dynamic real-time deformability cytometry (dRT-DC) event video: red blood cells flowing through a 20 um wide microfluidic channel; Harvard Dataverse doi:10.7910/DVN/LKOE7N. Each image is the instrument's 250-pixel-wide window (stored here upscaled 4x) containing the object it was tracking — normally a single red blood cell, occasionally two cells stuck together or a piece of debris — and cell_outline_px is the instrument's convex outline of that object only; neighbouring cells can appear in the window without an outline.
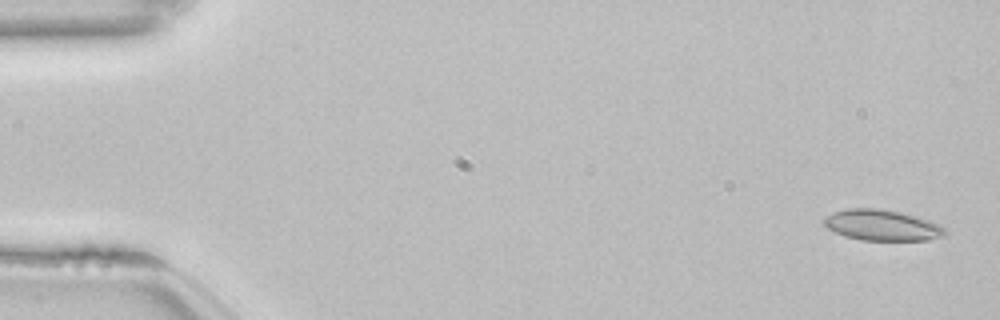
{"species": "common noctule bat (a hibernating species)", "species_latin": "Nyctalus noctula", "temperature_condition": "room temperature", "stored_images_in_passage": 54, "camera_frame_rate_fps": 3000, "um_per_image_px": 0.085, "animal": {"sex": "female", "body_mass_g": 22.7, "forearm_length_mm": 54.2}, "frame": {"image": 1, "passage_image": 2, "time_ms": 0.333, "image_size_px": [1000, 320], "cell_outline_px": [[944, 236], [928, 240], [860, 240], [844, 236], [828, 228], [824, 224], [824, 220], [832, 212], [848, 208], [876, 208], [900, 212], [916, 216], [940, 224], [944, 228]], "centroid_in_image_um": [74.97, 19.14], "position_along_channel_um": 10.0, "area_um2": 21.62}}
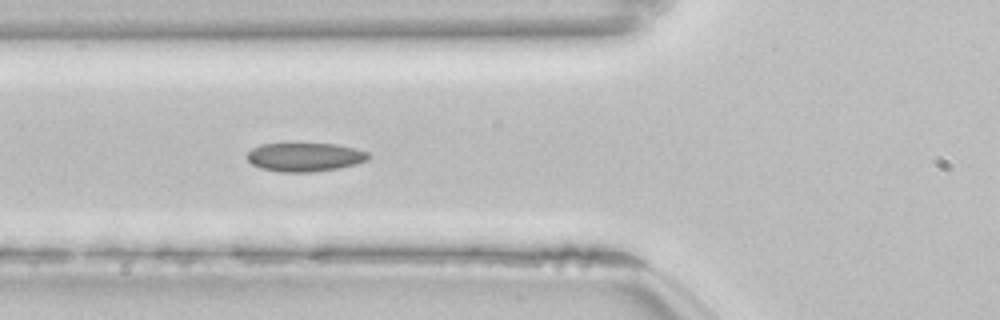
{"frame": {"image": 2, "passage_image": 20, "time_ms": 6.333, "image_size_px": [1000, 320], "cell_outline_px": [[372, 156], [368, 160], [356, 164], [336, 168], [312, 172], [280, 172], [260, 168], [252, 164], [248, 160], [248, 152], [252, 148], [260, 144], [336, 144], [356, 148], [368, 152]], "centroid_in_image_um": [25.94, 13.35], "position_along_channel_um": 99.9, "area_um2": 20.29}}
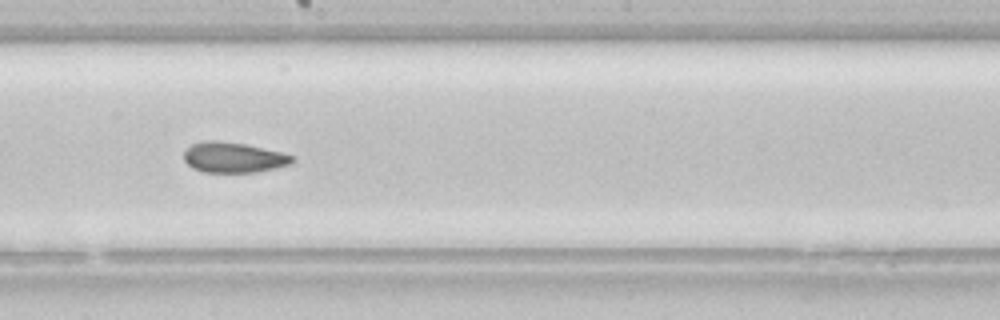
{"frame": {"image": 3, "passage_image": 30, "time_ms": 9.667, "image_size_px": [1000, 320], "cell_outline_px": [[296, 160], [292, 164], [256, 172], [204, 172], [192, 168], [184, 160], [184, 152], [192, 144], [204, 140], [220, 140], [244, 144], [280, 152], [296, 156]], "centroid_in_image_um": [19.86, 13.38], "position_along_channel_um": 228.3, "area_um2": 19.25}, "authors_computed_cell_mechanics": {"area_um2": 21.1837, "velocity_mm_per_s": 3.8373, "shape_relaxation_time_tau1_ms": null, "shape_relaxation_time_tau2_ms": 2.9327, "deformation_change_tau1": null, "deformation_change_tau2": 0.0906}}